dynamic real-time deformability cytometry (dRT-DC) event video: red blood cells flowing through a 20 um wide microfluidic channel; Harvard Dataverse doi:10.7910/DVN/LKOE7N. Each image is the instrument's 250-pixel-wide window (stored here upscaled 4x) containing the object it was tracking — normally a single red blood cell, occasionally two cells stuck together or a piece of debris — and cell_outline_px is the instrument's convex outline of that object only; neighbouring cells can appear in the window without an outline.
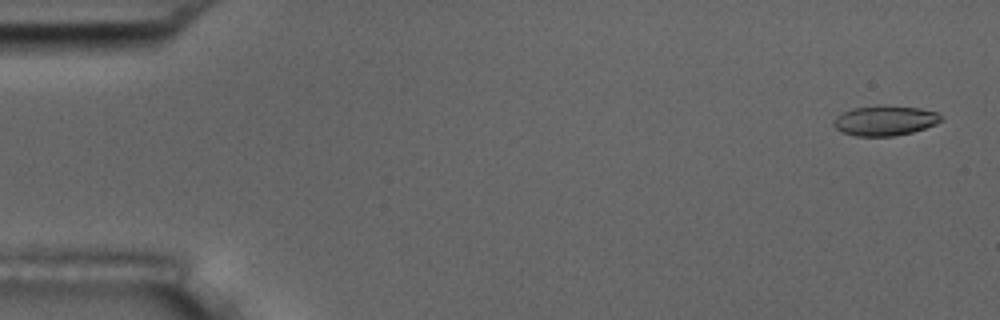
{"species": "common noctule bat (a hibernating species)", "species_latin": "Nyctalus noctula", "temperature_condition": "room temperature", "stored_images_in_passage": 15, "camera_frame_rate_fps": 3000, "um_per_image_px": 0.085, "animal": {"sex": "male", "body_mass_g": 17.5, "forearm_length_mm": 52.3}, "frame": {"image": 1, "passage_image": 1, "time_ms": 0.0, "image_size_px": [1000, 320], "cell_outline_px": [[944, 120], [936, 124], [912, 132], [892, 136], [856, 136], [844, 132], [836, 128], [832, 124], [832, 120], [836, 116], [852, 108], [884, 104], [920, 108], [936, 112]], "centroid_in_image_um": [75.21, 10.23], "position_along_channel_um": 9.8, "area_um2": 18.9}}
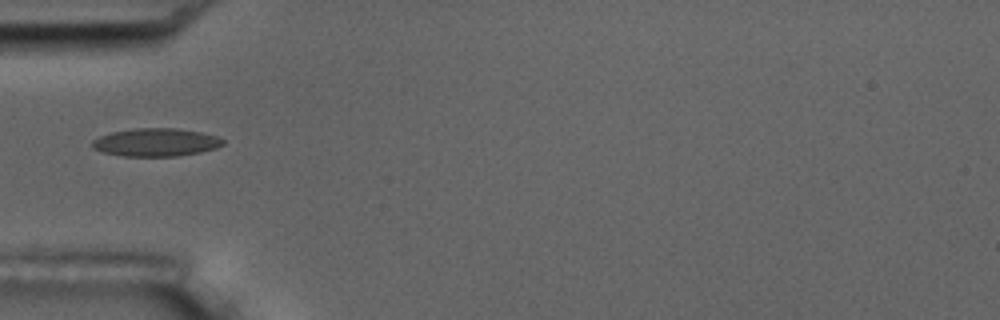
{"frame": {"image": 2, "passage_image": 5, "time_ms": 5.333, "image_size_px": [1000, 320], "cell_outline_px": [[224, 144], [216, 148], [200, 152], [180, 156], [124, 156], [100, 152], [92, 148], [92, 140], [100, 136], [112, 132], [136, 128], [176, 128], [200, 132], [216, 136], [224, 140]], "centroid_in_image_um": [13.24, 12.1], "position_along_channel_um": 71.8, "area_um2": 21.39}}
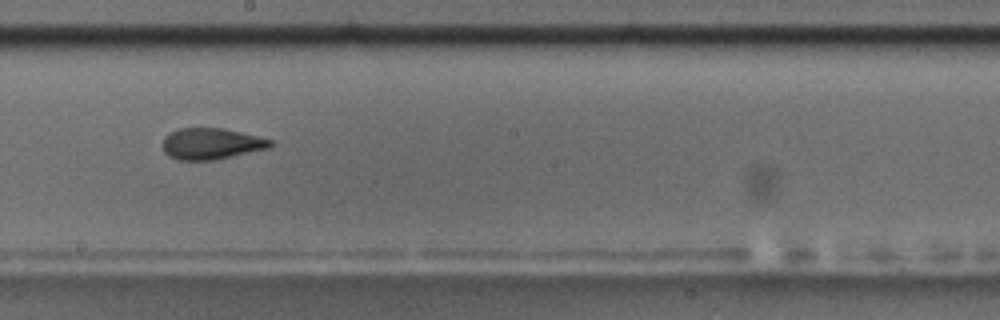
{"frame": {"image": 3, "passage_image": 9, "time_ms": 9.667, "image_size_px": [1000, 320], "cell_outline_px": [[272, 148], [216, 160], [180, 160], [168, 156], [164, 152], [164, 136], [168, 132], [180, 128], [224, 128], [272, 140]], "centroid_in_image_um": [17.97, 12.22], "position_along_channel_um": 230.2, "area_um2": 19.77}, "authors_computed_cell_mechanics": {"area_um2": 19.8254, "velocity_mm_per_s": 3.6577, "shape_relaxation_time_tau1_ms": null, "shape_relaxation_time_tau2_ms": 2.1185, "deformation_change_tau1": null, "deformation_change_tau2": 0.1105}}